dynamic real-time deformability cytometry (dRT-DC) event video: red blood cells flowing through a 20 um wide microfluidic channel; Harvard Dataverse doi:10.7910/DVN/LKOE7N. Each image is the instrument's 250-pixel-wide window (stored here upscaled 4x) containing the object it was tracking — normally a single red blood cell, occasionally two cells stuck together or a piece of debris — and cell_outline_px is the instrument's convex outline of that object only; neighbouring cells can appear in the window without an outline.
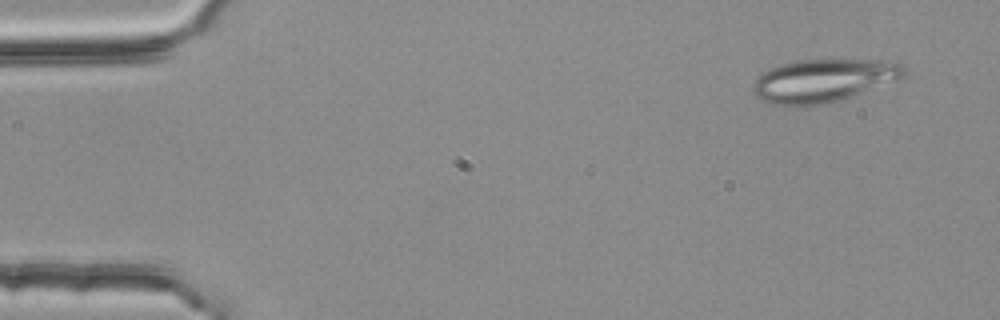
{"species": "common noctule bat (a hibernating species)", "species_latin": "Nyctalus noctula", "temperature_condition": "room temperature", "stored_images_in_passage": 5, "camera_frame_rate_fps": 3000, "um_per_image_px": 0.085, "animal": {"sex": "female", "body_mass_g": 25.1}, "frame": {"image": 1, "passage_image": 1, "time_ms": 0.0, "image_size_px": [1000, 320], "cell_outline_px": [[908, 76], [904, 80], [840, 100], [824, 104], [804, 108], [796, 108], [768, 104], [756, 96], [752, 92], [752, 84], [764, 72], [772, 68], [796, 60], [884, 60], [904, 64], [908, 72]], "centroid_in_image_um": [70.08, 6.89], "position_along_channel_um": 14.9, "area_um2": 39.07}}